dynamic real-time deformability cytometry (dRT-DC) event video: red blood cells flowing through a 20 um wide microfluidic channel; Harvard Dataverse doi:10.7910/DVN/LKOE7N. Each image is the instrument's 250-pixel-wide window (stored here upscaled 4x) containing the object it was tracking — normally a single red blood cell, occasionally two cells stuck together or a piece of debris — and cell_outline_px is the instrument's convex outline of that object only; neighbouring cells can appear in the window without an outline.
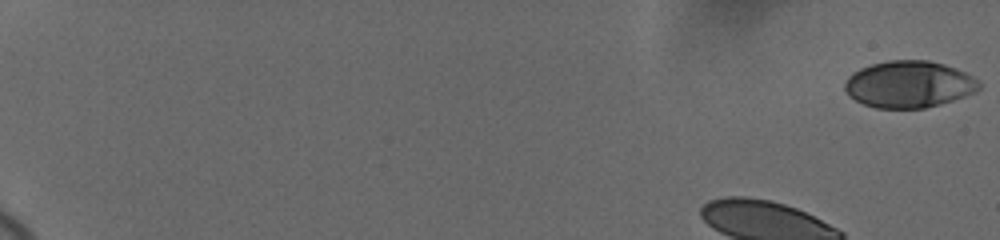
{"species": "human", "species_latin": "Homo sapiens", "temperature_condition": "cold", "stored_images_in_passage": 56, "camera_frame_rate_fps": 3000, "um_per_image_px": 0.085, "donor": {"sex": "female"}, "frame": {"image": 1, "passage_image": 1, "time_ms": 0.0, "image_size_px": [1000, 240], "cell_outline_px": [[980, 88], [976, 92], [940, 104], [924, 108], [876, 108], [864, 104], [848, 96], [844, 88], [844, 84], [848, 76], [852, 72], [860, 68], [872, 64], [888, 60], [928, 60], [944, 64], [956, 68], [972, 76], [980, 84]], "centroid_in_image_um": [77.23, 7.16], "position_along_channel_um": 7.8, "area_um2": 36.65}}
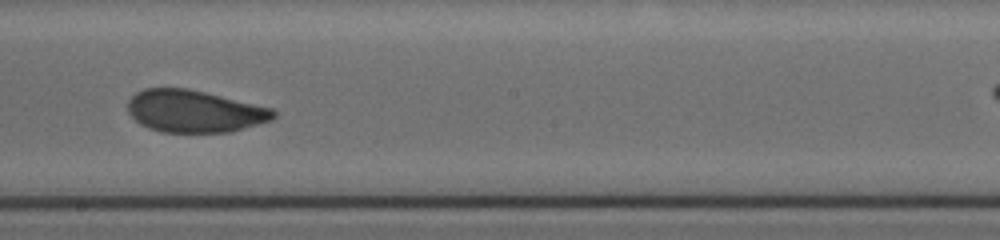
{"frame": {"image": 2, "passage_image": 34, "time_ms": 10.333, "image_size_px": [1000, 240], "cell_outline_px": [[276, 116], [272, 120], [232, 132], [160, 132], [148, 128], [140, 124], [128, 112], [128, 100], [136, 92], [144, 88], [188, 88], [272, 108], [276, 112]], "centroid_in_image_um": [16.52, 9.46], "position_along_channel_um": 231.7, "area_um2": 35.89}}
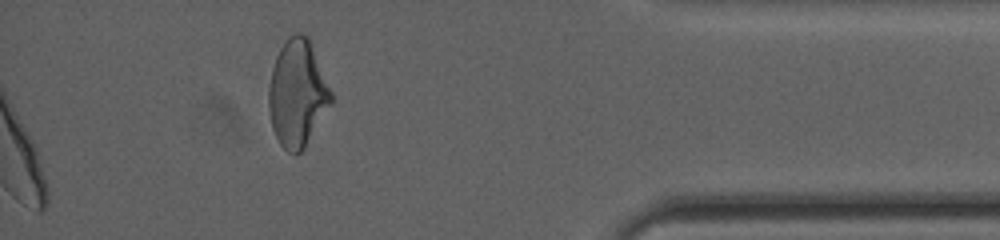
{"frame": {"image": 3, "passage_image": 56, "time_ms": 18.0, "image_size_px": [1000, 240], "cell_outline_px": [[332, 104], [304, 148], [300, 152], [288, 152], [280, 144], [272, 128], [268, 108], [268, 88], [272, 68], [276, 56], [280, 48], [296, 32], [300, 32], [308, 36], [332, 92]], "centroid_in_image_um": [25.28, 7.95], "position_along_channel_um": 409.9, "area_um2": 38.67}, "authors_computed_cell_mechanics": {"area_um2": 36.5007, "velocity_mm_per_s": 3.6409, "shape_relaxation_time_tau1_ms": 2.8691, "shape_relaxation_time_tau2_ms": 1.0106, "deformation_change_tau1": 0.1087, "deformation_change_tau2": 0.0519}}